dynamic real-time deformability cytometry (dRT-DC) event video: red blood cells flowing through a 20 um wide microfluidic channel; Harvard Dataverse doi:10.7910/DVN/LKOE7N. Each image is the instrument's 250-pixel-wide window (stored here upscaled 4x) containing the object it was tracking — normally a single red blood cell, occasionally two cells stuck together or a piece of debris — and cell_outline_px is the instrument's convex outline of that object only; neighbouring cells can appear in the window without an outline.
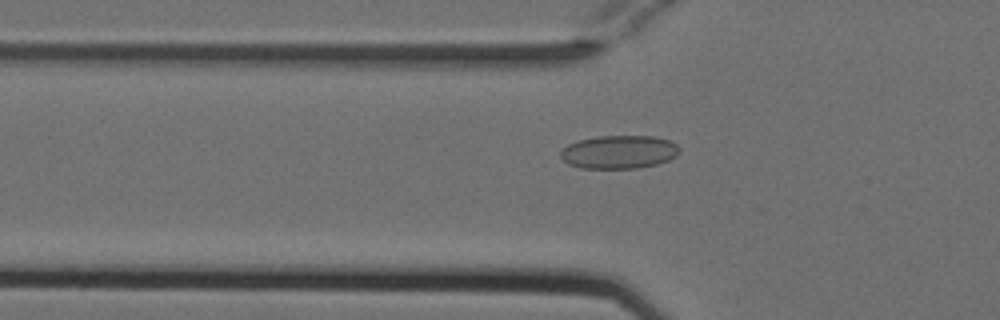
{"species": "Egyptian fruit bat (a non-hibernating species)", "species_latin": "Rousettus aegyptiacus", "temperature_condition": "cold", "stored_images_in_passage": 11, "camera_frame_rate_fps": 3000, "um_per_image_px": 0.085, "animal": {"sex": "female"}, "frame": {"image": 1, "passage_image": 2, "time_ms": 0.333, "image_size_px": [1000, 320], "cell_outline_px": [[680, 152], [676, 156], [668, 160], [656, 164], [636, 168], [580, 168], [568, 164], [560, 156], [560, 152], [568, 144], [576, 140], [596, 136], [652, 136], [668, 140], [676, 144], [680, 148]], "centroid_in_image_um": [52.6, 12.91], "position_along_channel_um": 73.2, "area_um2": 23.12}}
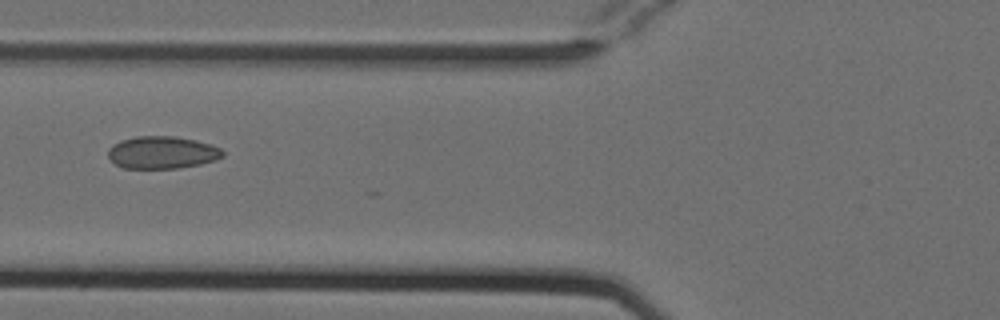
{"frame": {"image": 2, "passage_image": 5, "time_ms": 1.333, "image_size_px": [1000, 320], "cell_outline_px": [[224, 156], [216, 160], [200, 164], [176, 168], [124, 168], [116, 164], [108, 156], [108, 148], [112, 144], [120, 140], [136, 136], [176, 136], [196, 140], [212, 144], [220, 148], [224, 152]], "centroid_in_image_um": [13.79, 12.95], "position_along_channel_um": 112.0, "area_um2": 21.79}}
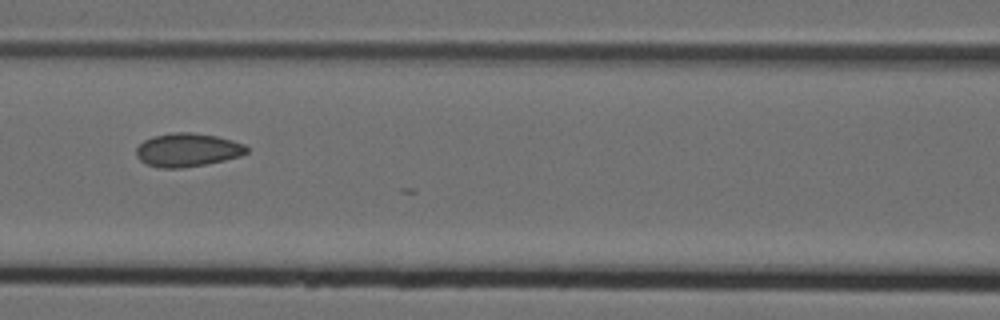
{"frame": {"image": 3, "passage_image": 8, "time_ms": 2.333, "image_size_px": [1000, 320], "cell_outline_px": [[248, 152], [240, 156], [224, 160], [204, 164], [180, 168], [160, 168], [148, 164], [140, 160], [136, 156], [136, 148], [144, 140], [152, 136], [176, 132], [192, 132], [216, 136], [232, 140], [244, 144], [248, 148]], "centroid_in_image_um": [15.93, 12.74], "position_along_channel_um": 150.7, "area_um2": 21.44}}